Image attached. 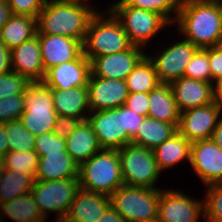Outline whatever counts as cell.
Instances as JSON below:
<instances>
[{
    "label": "cell",
    "mask_w": 222,
    "mask_h": 222,
    "mask_svg": "<svg viewBox=\"0 0 222 222\" xmlns=\"http://www.w3.org/2000/svg\"><path fill=\"white\" fill-rule=\"evenodd\" d=\"M88 0H47L37 17V33L70 37L84 43L97 7Z\"/></svg>",
    "instance_id": "6da1fadb"
},
{
    "label": "cell",
    "mask_w": 222,
    "mask_h": 222,
    "mask_svg": "<svg viewBox=\"0 0 222 222\" xmlns=\"http://www.w3.org/2000/svg\"><path fill=\"white\" fill-rule=\"evenodd\" d=\"M178 37L198 48L218 46L222 34V4L212 0H185L175 21Z\"/></svg>",
    "instance_id": "7a4b0ae2"
},
{
    "label": "cell",
    "mask_w": 222,
    "mask_h": 222,
    "mask_svg": "<svg viewBox=\"0 0 222 222\" xmlns=\"http://www.w3.org/2000/svg\"><path fill=\"white\" fill-rule=\"evenodd\" d=\"M132 46L120 21L107 8L98 10L90 20L83 54L91 61L93 58L122 52Z\"/></svg>",
    "instance_id": "3957f363"
},
{
    "label": "cell",
    "mask_w": 222,
    "mask_h": 222,
    "mask_svg": "<svg viewBox=\"0 0 222 222\" xmlns=\"http://www.w3.org/2000/svg\"><path fill=\"white\" fill-rule=\"evenodd\" d=\"M79 185L88 191L111 196L124 185L117 149H101L79 166Z\"/></svg>",
    "instance_id": "277c9868"
},
{
    "label": "cell",
    "mask_w": 222,
    "mask_h": 222,
    "mask_svg": "<svg viewBox=\"0 0 222 222\" xmlns=\"http://www.w3.org/2000/svg\"><path fill=\"white\" fill-rule=\"evenodd\" d=\"M161 189L122 185L109 198L126 222H156Z\"/></svg>",
    "instance_id": "5b68a950"
},
{
    "label": "cell",
    "mask_w": 222,
    "mask_h": 222,
    "mask_svg": "<svg viewBox=\"0 0 222 222\" xmlns=\"http://www.w3.org/2000/svg\"><path fill=\"white\" fill-rule=\"evenodd\" d=\"M117 150L124 185L152 189L160 188L155 185L162 172L151 149L130 142Z\"/></svg>",
    "instance_id": "8992f818"
},
{
    "label": "cell",
    "mask_w": 222,
    "mask_h": 222,
    "mask_svg": "<svg viewBox=\"0 0 222 222\" xmlns=\"http://www.w3.org/2000/svg\"><path fill=\"white\" fill-rule=\"evenodd\" d=\"M57 116L52 89L43 82L31 83L24 92L23 126L36 137L53 131Z\"/></svg>",
    "instance_id": "52a82bcc"
},
{
    "label": "cell",
    "mask_w": 222,
    "mask_h": 222,
    "mask_svg": "<svg viewBox=\"0 0 222 222\" xmlns=\"http://www.w3.org/2000/svg\"><path fill=\"white\" fill-rule=\"evenodd\" d=\"M120 21L132 45L146 48L154 36L171 25L161 14L132 6H108Z\"/></svg>",
    "instance_id": "ba28073f"
},
{
    "label": "cell",
    "mask_w": 222,
    "mask_h": 222,
    "mask_svg": "<svg viewBox=\"0 0 222 222\" xmlns=\"http://www.w3.org/2000/svg\"><path fill=\"white\" fill-rule=\"evenodd\" d=\"M79 188V178L52 181L34 180L31 193L46 220L50 213L56 212L54 222H62L68 214Z\"/></svg>",
    "instance_id": "9c48e42d"
},
{
    "label": "cell",
    "mask_w": 222,
    "mask_h": 222,
    "mask_svg": "<svg viewBox=\"0 0 222 222\" xmlns=\"http://www.w3.org/2000/svg\"><path fill=\"white\" fill-rule=\"evenodd\" d=\"M180 38L181 36L177 42L174 40L169 46L159 49L155 55L146 54L154 65L160 83L170 84L183 77L187 64L199 49L190 41Z\"/></svg>",
    "instance_id": "30bf717a"
},
{
    "label": "cell",
    "mask_w": 222,
    "mask_h": 222,
    "mask_svg": "<svg viewBox=\"0 0 222 222\" xmlns=\"http://www.w3.org/2000/svg\"><path fill=\"white\" fill-rule=\"evenodd\" d=\"M204 220V200L193 199L180 190L162 189L158 222H199Z\"/></svg>",
    "instance_id": "8fae6325"
},
{
    "label": "cell",
    "mask_w": 222,
    "mask_h": 222,
    "mask_svg": "<svg viewBox=\"0 0 222 222\" xmlns=\"http://www.w3.org/2000/svg\"><path fill=\"white\" fill-rule=\"evenodd\" d=\"M190 166L205 186L222 183V149L211 139L191 143Z\"/></svg>",
    "instance_id": "7c38bea8"
},
{
    "label": "cell",
    "mask_w": 222,
    "mask_h": 222,
    "mask_svg": "<svg viewBox=\"0 0 222 222\" xmlns=\"http://www.w3.org/2000/svg\"><path fill=\"white\" fill-rule=\"evenodd\" d=\"M221 117L222 111L215 103L192 108L180 113L177 129L191 143L211 139Z\"/></svg>",
    "instance_id": "4fadbf2b"
},
{
    "label": "cell",
    "mask_w": 222,
    "mask_h": 222,
    "mask_svg": "<svg viewBox=\"0 0 222 222\" xmlns=\"http://www.w3.org/2000/svg\"><path fill=\"white\" fill-rule=\"evenodd\" d=\"M145 55L144 48L132 45L122 52L93 58L90 61L91 74L96 77L125 80Z\"/></svg>",
    "instance_id": "5bb4252c"
},
{
    "label": "cell",
    "mask_w": 222,
    "mask_h": 222,
    "mask_svg": "<svg viewBox=\"0 0 222 222\" xmlns=\"http://www.w3.org/2000/svg\"><path fill=\"white\" fill-rule=\"evenodd\" d=\"M87 88L90 112L119 108L125 105L129 94L125 80L96 77L92 74Z\"/></svg>",
    "instance_id": "9a60e30c"
},
{
    "label": "cell",
    "mask_w": 222,
    "mask_h": 222,
    "mask_svg": "<svg viewBox=\"0 0 222 222\" xmlns=\"http://www.w3.org/2000/svg\"><path fill=\"white\" fill-rule=\"evenodd\" d=\"M91 63L82 53L76 60L50 68L43 83L51 89H72L88 86Z\"/></svg>",
    "instance_id": "2e32d148"
},
{
    "label": "cell",
    "mask_w": 222,
    "mask_h": 222,
    "mask_svg": "<svg viewBox=\"0 0 222 222\" xmlns=\"http://www.w3.org/2000/svg\"><path fill=\"white\" fill-rule=\"evenodd\" d=\"M118 116L119 108L93 111L88 114L87 120L102 149H120L131 142L124 130L120 128Z\"/></svg>",
    "instance_id": "e0dca14e"
},
{
    "label": "cell",
    "mask_w": 222,
    "mask_h": 222,
    "mask_svg": "<svg viewBox=\"0 0 222 222\" xmlns=\"http://www.w3.org/2000/svg\"><path fill=\"white\" fill-rule=\"evenodd\" d=\"M45 71L76 60L83 53V43L70 37L37 34Z\"/></svg>",
    "instance_id": "ac0fdd59"
},
{
    "label": "cell",
    "mask_w": 222,
    "mask_h": 222,
    "mask_svg": "<svg viewBox=\"0 0 222 222\" xmlns=\"http://www.w3.org/2000/svg\"><path fill=\"white\" fill-rule=\"evenodd\" d=\"M11 67L31 83L43 82L46 71L37 34L11 50Z\"/></svg>",
    "instance_id": "d6986e66"
},
{
    "label": "cell",
    "mask_w": 222,
    "mask_h": 222,
    "mask_svg": "<svg viewBox=\"0 0 222 222\" xmlns=\"http://www.w3.org/2000/svg\"><path fill=\"white\" fill-rule=\"evenodd\" d=\"M181 112L213 103L212 83L181 77L170 83Z\"/></svg>",
    "instance_id": "ffe728a7"
},
{
    "label": "cell",
    "mask_w": 222,
    "mask_h": 222,
    "mask_svg": "<svg viewBox=\"0 0 222 222\" xmlns=\"http://www.w3.org/2000/svg\"><path fill=\"white\" fill-rule=\"evenodd\" d=\"M109 206V196L79 188L62 222H97Z\"/></svg>",
    "instance_id": "44dd1931"
},
{
    "label": "cell",
    "mask_w": 222,
    "mask_h": 222,
    "mask_svg": "<svg viewBox=\"0 0 222 222\" xmlns=\"http://www.w3.org/2000/svg\"><path fill=\"white\" fill-rule=\"evenodd\" d=\"M52 96L54 109L58 116L87 120L90 113L87 86L52 89Z\"/></svg>",
    "instance_id": "7402d4cb"
},
{
    "label": "cell",
    "mask_w": 222,
    "mask_h": 222,
    "mask_svg": "<svg viewBox=\"0 0 222 222\" xmlns=\"http://www.w3.org/2000/svg\"><path fill=\"white\" fill-rule=\"evenodd\" d=\"M79 178V165L66 151L48 153L39 157L34 180L52 181Z\"/></svg>",
    "instance_id": "603a6c76"
},
{
    "label": "cell",
    "mask_w": 222,
    "mask_h": 222,
    "mask_svg": "<svg viewBox=\"0 0 222 222\" xmlns=\"http://www.w3.org/2000/svg\"><path fill=\"white\" fill-rule=\"evenodd\" d=\"M101 149L88 120L82 121L66 138V152L79 166Z\"/></svg>",
    "instance_id": "cb8c5ba5"
},
{
    "label": "cell",
    "mask_w": 222,
    "mask_h": 222,
    "mask_svg": "<svg viewBox=\"0 0 222 222\" xmlns=\"http://www.w3.org/2000/svg\"><path fill=\"white\" fill-rule=\"evenodd\" d=\"M152 151L162 173L184 160L190 164L191 142L178 131Z\"/></svg>",
    "instance_id": "d4e9b609"
},
{
    "label": "cell",
    "mask_w": 222,
    "mask_h": 222,
    "mask_svg": "<svg viewBox=\"0 0 222 222\" xmlns=\"http://www.w3.org/2000/svg\"><path fill=\"white\" fill-rule=\"evenodd\" d=\"M148 117L169 124H179L180 111L170 84L160 83L149 92Z\"/></svg>",
    "instance_id": "484cf974"
},
{
    "label": "cell",
    "mask_w": 222,
    "mask_h": 222,
    "mask_svg": "<svg viewBox=\"0 0 222 222\" xmlns=\"http://www.w3.org/2000/svg\"><path fill=\"white\" fill-rule=\"evenodd\" d=\"M37 33V18L11 14L8 21L2 26L0 40L12 50L29 40Z\"/></svg>",
    "instance_id": "4316f807"
},
{
    "label": "cell",
    "mask_w": 222,
    "mask_h": 222,
    "mask_svg": "<svg viewBox=\"0 0 222 222\" xmlns=\"http://www.w3.org/2000/svg\"><path fill=\"white\" fill-rule=\"evenodd\" d=\"M179 124H169L144 117L131 142L153 150L178 131Z\"/></svg>",
    "instance_id": "83f0119b"
},
{
    "label": "cell",
    "mask_w": 222,
    "mask_h": 222,
    "mask_svg": "<svg viewBox=\"0 0 222 222\" xmlns=\"http://www.w3.org/2000/svg\"><path fill=\"white\" fill-rule=\"evenodd\" d=\"M0 212L3 222L7 219L6 216L15 222H47L31 192L1 203Z\"/></svg>",
    "instance_id": "f1b7e54d"
},
{
    "label": "cell",
    "mask_w": 222,
    "mask_h": 222,
    "mask_svg": "<svg viewBox=\"0 0 222 222\" xmlns=\"http://www.w3.org/2000/svg\"><path fill=\"white\" fill-rule=\"evenodd\" d=\"M128 93H149L159 84L152 61L145 55L125 79Z\"/></svg>",
    "instance_id": "f546056e"
},
{
    "label": "cell",
    "mask_w": 222,
    "mask_h": 222,
    "mask_svg": "<svg viewBox=\"0 0 222 222\" xmlns=\"http://www.w3.org/2000/svg\"><path fill=\"white\" fill-rule=\"evenodd\" d=\"M33 183L30 175L5 169L0 183V204L31 192Z\"/></svg>",
    "instance_id": "4dcf8cb0"
},
{
    "label": "cell",
    "mask_w": 222,
    "mask_h": 222,
    "mask_svg": "<svg viewBox=\"0 0 222 222\" xmlns=\"http://www.w3.org/2000/svg\"><path fill=\"white\" fill-rule=\"evenodd\" d=\"M179 0H118L110 3V6H132L154 13L161 14L170 24L176 25L175 21L180 8Z\"/></svg>",
    "instance_id": "1f68e13d"
},
{
    "label": "cell",
    "mask_w": 222,
    "mask_h": 222,
    "mask_svg": "<svg viewBox=\"0 0 222 222\" xmlns=\"http://www.w3.org/2000/svg\"><path fill=\"white\" fill-rule=\"evenodd\" d=\"M5 169L15 171L17 173H23L25 175H30L35 179L39 156L35 150L31 151H8L1 159Z\"/></svg>",
    "instance_id": "d6a6232c"
},
{
    "label": "cell",
    "mask_w": 222,
    "mask_h": 222,
    "mask_svg": "<svg viewBox=\"0 0 222 222\" xmlns=\"http://www.w3.org/2000/svg\"><path fill=\"white\" fill-rule=\"evenodd\" d=\"M4 129L9 151L35 150V136L23 126L20 119L5 123Z\"/></svg>",
    "instance_id": "836d02e7"
},
{
    "label": "cell",
    "mask_w": 222,
    "mask_h": 222,
    "mask_svg": "<svg viewBox=\"0 0 222 222\" xmlns=\"http://www.w3.org/2000/svg\"><path fill=\"white\" fill-rule=\"evenodd\" d=\"M206 187L204 200V222H222V183Z\"/></svg>",
    "instance_id": "e575fe53"
},
{
    "label": "cell",
    "mask_w": 222,
    "mask_h": 222,
    "mask_svg": "<svg viewBox=\"0 0 222 222\" xmlns=\"http://www.w3.org/2000/svg\"><path fill=\"white\" fill-rule=\"evenodd\" d=\"M184 77L211 83L209 48H199L187 64Z\"/></svg>",
    "instance_id": "d590c367"
},
{
    "label": "cell",
    "mask_w": 222,
    "mask_h": 222,
    "mask_svg": "<svg viewBox=\"0 0 222 222\" xmlns=\"http://www.w3.org/2000/svg\"><path fill=\"white\" fill-rule=\"evenodd\" d=\"M31 82L24 76L11 70L0 75V99L10 95L24 94Z\"/></svg>",
    "instance_id": "8d00e7d4"
},
{
    "label": "cell",
    "mask_w": 222,
    "mask_h": 222,
    "mask_svg": "<svg viewBox=\"0 0 222 222\" xmlns=\"http://www.w3.org/2000/svg\"><path fill=\"white\" fill-rule=\"evenodd\" d=\"M24 112V94L10 95L0 99V123L20 119Z\"/></svg>",
    "instance_id": "74e56055"
},
{
    "label": "cell",
    "mask_w": 222,
    "mask_h": 222,
    "mask_svg": "<svg viewBox=\"0 0 222 222\" xmlns=\"http://www.w3.org/2000/svg\"><path fill=\"white\" fill-rule=\"evenodd\" d=\"M59 151H66V138L57 136L53 131L35 137V152L39 157Z\"/></svg>",
    "instance_id": "f35d334b"
},
{
    "label": "cell",
    "mask_w": 222,
    "mask_h": 222,
    "mask_svg": "<svg viewBox=\"0 0 222 222\" xmlns=\"http://www.w3.org/2000/svg\"><path fill=\"white\" fill-rule=\"evenodd\" d=\"M144 116L137 114L134 111H131L124 105L119 107V116L120 120V128H122L127 135V137L131 140L143 121Z\"/></svg>",
    "instance_id": "ab89813d"
},
{
    "label": "cell",
    "mask_w": 222,
    "mask_h": 222,
    "mask_svg": "<svg viewBox=\"0 0 222 222\" xmlns=\"http://www.w3.org/2000/svg\"><path fill=\"white\" fill-rule=\"evenodd\" d=\"M47 0H6L12 14L28 15L34 18L44 7Z\"/></svg>",
    "instance_id": "60d3db41"
},
{
    "label": "cell",
    "mask_w": 222,
    "mask_h": 222,
    "mask_svg": "<svg viewBox=\"0 0 222 222\" xmlns=\"http://www.w3.org/2000/svg\"><path fill=\"white\" fill-rule=\"evenodd\" d=\"M124 106L141 116L148 117L149 93H129Z\"/></svg>",
    "instance_id": "b9f144b4"
},
{
    "label": "cell",
    "mask_w": 222,
    "mask_h": 222,
    "mask_svg": "<svg viewBox=\"0 0 222 222\" xmlns=\"http://www.w3.org/2000/svg\"><path fill=\"white\" fill-rule=\"evenodd\" d=\"M81 122V119L68 116H57L53 133L59 137L68 138Z\"/></svg>",
    "instance_id": "7bdbcfd3"
},
{
    "label": "cell",
    "mask_w": 222,
    "mask_h": 222,
    "mask_svg": "<svg viewBox=\"0 0 222 222\" xmlns=\"http://www.w3.org/2000/svg\"><path fill=\"white\" fill-rule=\"evenodd\" d=\"M209 68L211 83L222 78V49L219 46L209 48Z\"/></svg>",
    "instance_id": "ee69618b"
},
{
    "label": "cell",
    "mask_w": 222,
    "mask_h": 222,
    "mask_svg": "<svg viewBox=\"0 0 222 222\" xmlns=\"http://www.w3.org/2000/svg\"><path fill=\"white\" fill-rule=\"evenodd\" d=\"M11 70V50L0 40V75Z\"/></svg>",
    "instance_id": "f6af8a7d"
},
{
    "label": "cell",
    "mask_w": 222,
    "mask_h": 222,
    "mask_svg": "<svg viewBox=\"0 0 222 222\" xmlns=\"http://www.w3.org/2000/svg\"><path fill=\"white\" fill-rule=\"evenodd\" d=\"M97 222H126L121 215L110 205Z\"/></svg>",
    "instance_id": "bcb514c9"
},
{
    "label": "cell",
    "mask_w": 222,
    "mask_h": 222,
    "mask_svg": "<svg viewBox=\"0 0 222 222\" xmlns=\"http://www.w3.org/2000/svg\"><path fill=\"white\" fill-rule=\"evenodd\" d=\"M213 103L222 111V78L212 82Z\"/></svg>",
    "instance_id": "7dc6e473"
},
{
    "label": "cell",
    "mask_w": 222,
    "mask_h": 222,
    "mask_svg": "<svg viewBox=\"0 0 222 222\" xmlns=\"http://www.w3.org/2000/svg\"><path fill=\"white\" fill-rule=\"evenodd\" d=\"M11 14L10 7L6 0H0V31L2 26L8 21Z\"/></svg>",
    "instance_id": "c3c4849f"
},
{
    "label": "cell",
    "mask_w": 222,
    "mask_h": 222,
    "mask_svg": "<svg viewBox=\"0 0 222 222\" xmlns=\"http://www.w3.org/2000/svg\"><path fill=\"white\" fill-rule=\"evenodd\" d=\"M9 151V144L5 136L4 124L0 123V158Z\"/></svg>",
    "instance_id": "681fc988"
},
{
    "label": "cell",
    "mask_w": 222,
    "mask_h": 222,
    "mask_svg": "<svg viewBox=\"0 0 222 222\" xmlns=\"http://www.w3.org/2000/svg\"><path fill=\"white\" fill-rule=\"evenodd\" d=\"M211 140L222 149V117L212 133Z\"/></svg>",
    "instance_id": "f907efd6"
},
{
    "label": "cell",
    "mask_w": 222,
    "mask_h": 222,
    "mask_svg": "<svg viewBox=\"0 0 222 222\" xmlns=\"http://www.w3.org/2000/svg\"><path fill=\"white\" fill-rule=\"evenodd\" d=\"M5 166L3 165L2 161L0 162V183L2 181V178L4 176Z\"/></svg>",
    "instance_id": "816d5d0a"
},
{
    "label": "cell",
    "mask_w": 222,
    "mask_h": 222,
    "mask_svg": "<svg viewBox=\"0 0 222 222\" xmlns=\"http://www.w3.org/2000/svg\"><path fill=\"white\" fill-rule=\"evenodd\" d=\"M218 46L222 49V34H221V39H220Z\"/></svg>",
    "instance_id": "f5cc1de1"
},
{
    "label": "cell",
    "mask_w": 222,
    "mask_h": 222,
    "mask_svg": "<svg viewBox=\"0 0 222 222\" xmlns=\"http://www.w3.org/2000/svg\"><path fill=\"white\" fill-rule=\"evenodd\" d=\"M212 1H215V2H218V3L222 4V0H212Z\"/></svg>",
    "instance_id": "db71d44e"
},
{
    "label": "cell",
    "mask_w": 222,
    "mask_h": 222,
    "mask_svg": "<svg viewBox=\"0 0 222 222\" xmlns=\"http://www.w3.org/2000/svg\"><path fill=\"white\" fill-rule=\"evenodd\" d=\"M0 222H3L1 212H0Z\"/></svg>",
    "instance_id": "11a10c76"
}]
</instances>
